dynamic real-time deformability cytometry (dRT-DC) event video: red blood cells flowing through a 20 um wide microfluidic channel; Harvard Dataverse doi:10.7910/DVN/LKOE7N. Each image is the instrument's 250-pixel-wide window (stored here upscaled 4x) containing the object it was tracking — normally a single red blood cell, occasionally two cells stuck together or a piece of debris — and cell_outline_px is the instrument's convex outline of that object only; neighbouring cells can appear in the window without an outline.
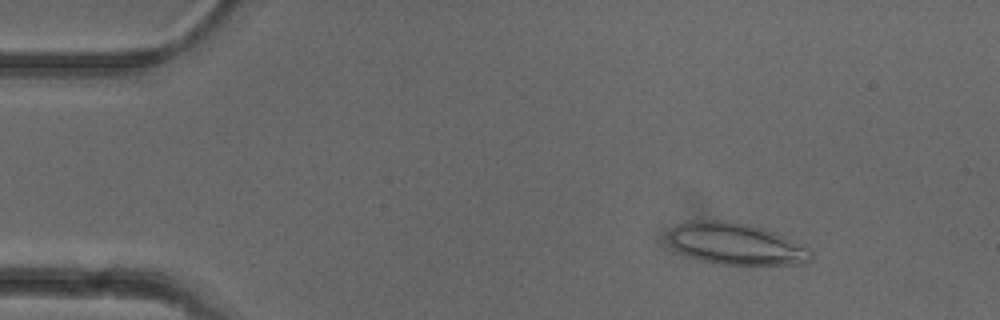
{"species": "common noctule bat (a hibernating species)", "species_latin": "Nyctalus noctula", "temperature_condition": "cold", "stored_images_in_passage": 52, "camera_frame_rate_fps": 3000, "um_per_image_px": 0.085, "animal": {"sex": "female"}, "frame": {"image": 1, "passage_image": 7, "time_ms": 2.0, "image_size_px": [1000, 320], "cell_outline_px": [[812, 260], [804, 264], [716, 264], [700, 260], [688, 256], [680, 252], [672, 244], [668, 236], [668, 232], [676, 224], [684, 220], [724, 220], [748, 224], [772, 232], [808, 248], [812, 252]], "centroid_in_image_um": [62.5, 20.72], "position_along_channel_um": 22.5, "area_um2": 34.33}}
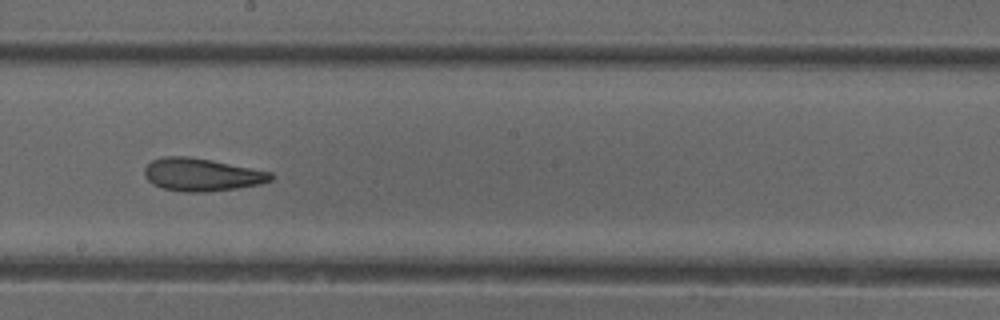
{"frame": {"image": 2, "passage_image": 29, "time_ms": 9.333, "image_size_px": [1000, 320], "cell_outline_px": [[276, 176], [272, 180], [260, 184], [236, 188], [204, 192], [184, 192], [164, 188], [152, 184], [144, 176], [144, 168], [152, 160], [164, 156], [188, 156], [212, 160], [272, 172]], "centroid_in_image_um": [17.15, 14.84], "position_along_channel_um": 231.0, "area_um2": 24.22}}
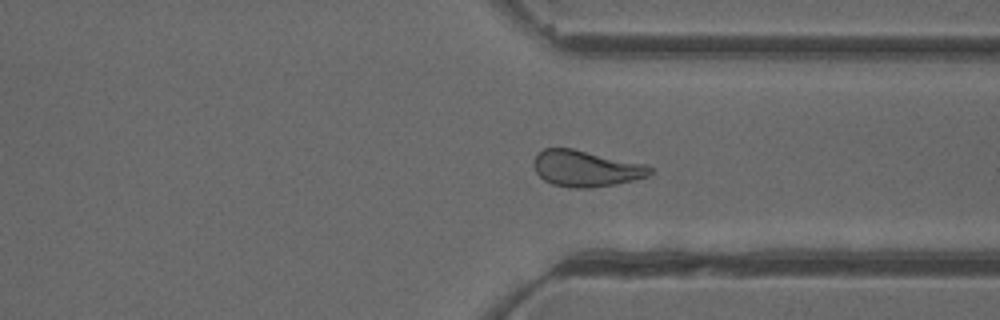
{"frame": {"image": 3, "passage_image": 39, "time_ms": 12.667, "image_size_px": [1000, 320], "cell_outline_px": [[652, 172], [648, 176], [616, 184], [588, 188], [572, 188], [552, 184], [544, 180], [536, 172], [532, 164], [536, 156], [544, 148], [572, 148], [644, 164], [652, 168]], "centroid_in_image_um": [49.78, 14.33], "position_along_channel_um": 361.6, "area_um2": 24.33}, "authors_computed_cell_mechanics": {"area_um2": 25.2297, "velocity_mm_per_s": 3.9368, "shape_relaxation_time_tau1_ms": null, "shape_relaxation_time_tau2_ms": 2.4885, "deformation_change_tau1": null, "deformation_change_tau2": 0.111}}